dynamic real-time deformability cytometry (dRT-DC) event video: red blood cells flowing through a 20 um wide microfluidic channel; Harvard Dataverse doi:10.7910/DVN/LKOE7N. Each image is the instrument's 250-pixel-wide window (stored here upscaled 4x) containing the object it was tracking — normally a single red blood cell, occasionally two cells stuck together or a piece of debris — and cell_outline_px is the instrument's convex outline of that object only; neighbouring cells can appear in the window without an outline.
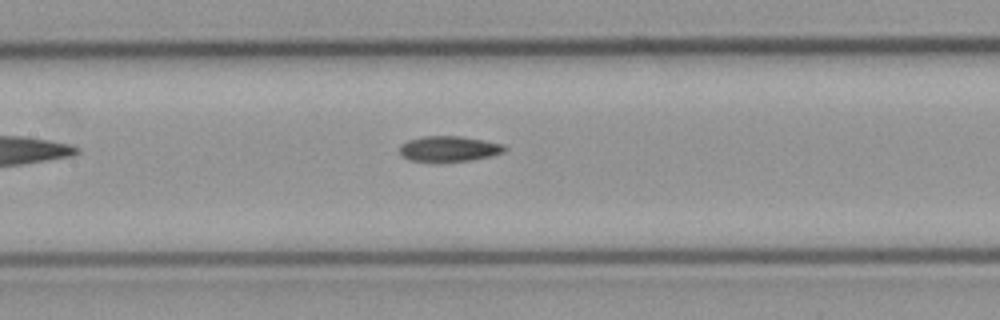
{"species": "common noctule bat (a hibernating species)", "species_latin": "Nyctalus noctula", "temperature_condition": "cold", "stored_images_in_passage": 8, "camera_frame_rate_fps": 3000, "um_per_image_px": 0.085, "animal": {"sex": "male", "body_mass_g": 23.1, "forearm_length_mm": 52.7}, "frame": {"image": 1, "passage_image": 8, "time_ms": 2.333, "image_size_px": [1000, 320], "cell_outline_px": [[508, 148], [504, 152], [488, 156], [468, 160], [408, 160], [400, 152], [400, 144], [408, 140], [424, 136], [460, 136], [484, 140], [504, 144]], "centroid_in_image_um": [38.18, 12.61], "position_along_channel_um": 169.2, "area_um2": 15.14}}